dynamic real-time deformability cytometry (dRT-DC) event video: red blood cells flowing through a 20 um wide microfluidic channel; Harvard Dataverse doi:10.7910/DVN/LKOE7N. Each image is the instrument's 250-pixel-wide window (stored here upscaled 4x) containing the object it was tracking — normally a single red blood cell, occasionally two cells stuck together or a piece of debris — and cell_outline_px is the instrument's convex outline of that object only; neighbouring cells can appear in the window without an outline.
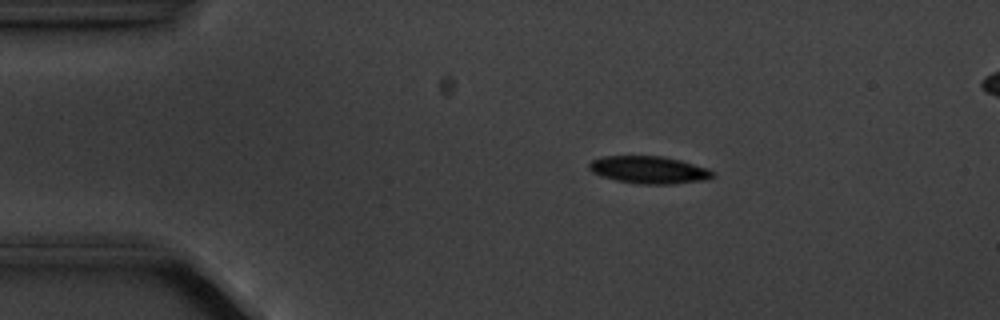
{"species": "common noctule bat (a hibernating species)", "species_latin": "Nyctalus noctula", "temperature_condition": "cold", "stored_images_in_passage": 8, "camera_frame_rate_fps": 3000, "um_per_image_px": 0.085, "animal": {"sex": "male", "body_mass_g": 20.1, "forearm_length_mm": 53.5}, "frame": {"image": 1, "passage_image": 2, "time_ms": 1.333, "image_size_px": [1000, 320], "cell_outline_px": [[716, 176], [708, 180], [672, 184], [636, 184], [616, 180], [592, 172], [588, 168], [588, 164], [592, 160], [600, 156], [664, 156], [680, 160], [708, 168], [716, 172]], "centroid_in_image_um": [55.21, 14.44], "position_along_channel_um": 29.8, "area_um2": 20.0}}